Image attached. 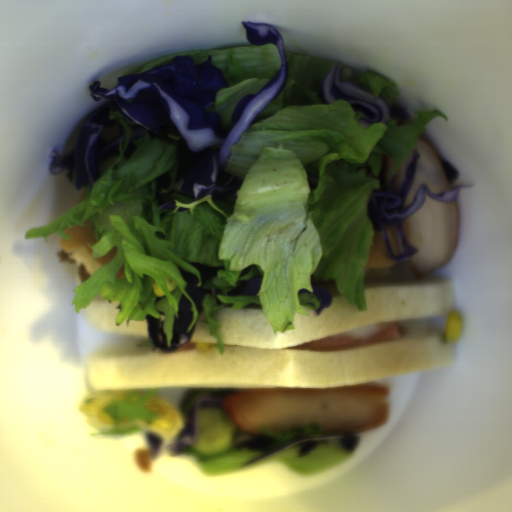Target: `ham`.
<instances>
[{
	"label": "ham",
	"mask_w": 512,
	"mask_h": 512,
	"mask_svg": "<svg viewBox=\"0 0 512 512\" xmlns=\"http://www.w3.org/2000/svg\"><path fill=\"white\" fill-rule=\"evenodd\" d=\"M197 344L193 342H185L182 344H179L178 351H195V347Z\"/></svg>",
	"instance_id": "2"
},
{
	"label": "ham",
	"mask_w": 512,
	"mask_h": 512,
	"mask_svg": "<svg viewBox=\"0 0 512 512\" xmlns=\"http://www.w3.org/2000/svg\"><path fill=\"white\" fill-rule=\"evenodd\" d=\"M406 328L387 327L381 333L370 335L365 338H350L345 333L326 335L307 342H303L287 348L302 350L324 351V350H354L365 345H378L393 341L399 336H404Z\"/></svg>",
	"instance_id": "1"
}]
</instances>
